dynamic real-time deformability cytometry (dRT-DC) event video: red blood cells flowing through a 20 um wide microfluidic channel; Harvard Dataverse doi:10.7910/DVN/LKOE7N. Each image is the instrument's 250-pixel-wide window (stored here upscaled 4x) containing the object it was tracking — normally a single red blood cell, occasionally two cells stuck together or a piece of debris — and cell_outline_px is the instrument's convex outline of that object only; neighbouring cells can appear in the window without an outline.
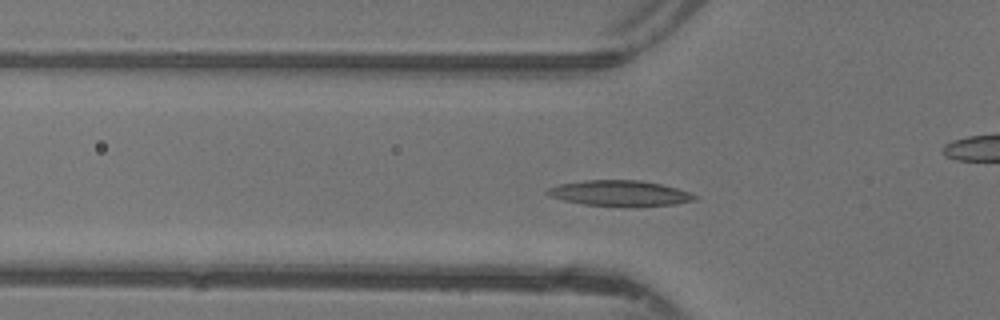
{"species": "common noctule bat (a hibernating species)", "species_latin": "Nyctalus noctula", "temperature_condition": "warm", "stored_images_in_passage": 40, "camera_frame_rate_fps": 3000, "um_per_image_px": 0.085, "animal": {"sex": "female"}, "frame": {"image": 1, "passage_image": 8, "time_ms": 2.333, "image_size_px": [1000, 320], "cell_outline_px": [[696, 200], [676, 204], [632, 208], [584, 204], [564, 200], [552, 196], [544, 192], [548, 188], [560, 184], [584, 180], [640, 180], [660, 184], [676, 188], [688, 192], [696, 196]], "centroid_in_image_um": [52.7, 16.44], "position_along_channel_um": 73.1, "area_um2": 22.2}}
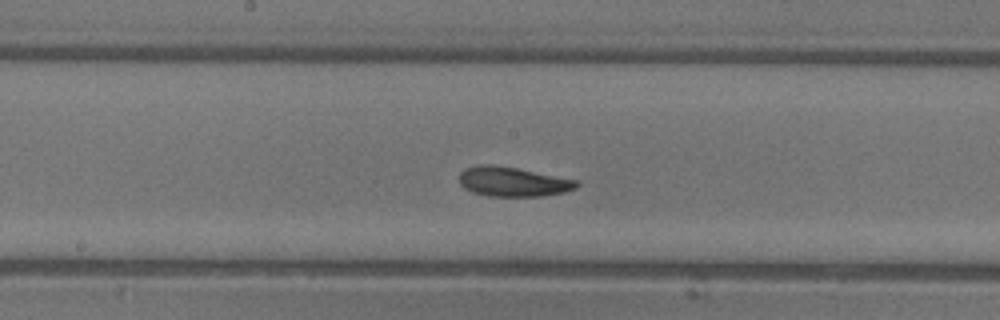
{"frame": {"image": 2, "passage_image": 17, "time_ms": 5.333, "image_size_px": [1000, 320], "cell_outline_px": [[580, 184], [576, 188], [564, 192], [544, 196], [488, 196], [472, 192], [464, 188], [460, 184], [460, 172], [464, 168], [476, 164], [492, 164], [516, 168], [576, 180]], "centroid_in_image_um": [43.55, 15.44], "position_along_channel_um": 204.7, "area_um2": 20.23}}
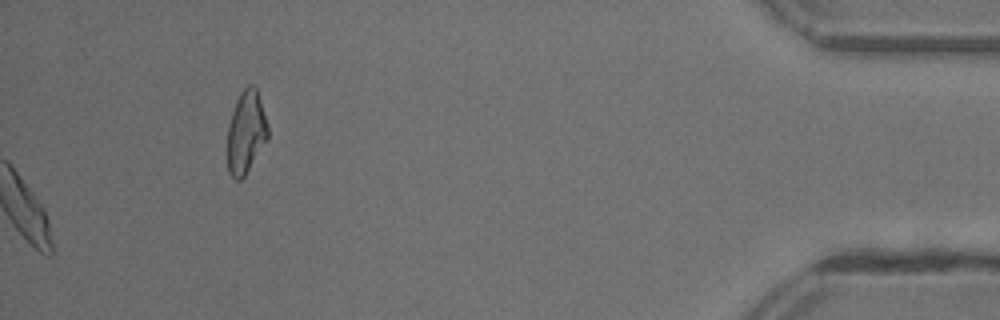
{"frame": {"image": 3, "passage_image": 40, "time_ms": 13.0, "image_size_px": [1000, 320], "cell_outline_px": [[268, 136], [244, 176], [240, 180], [236, 180], [228, 172], [228, 124], [236, 100], [240, 92], [248, 84], [252, 84], [256, 88], [268, 124]], "centroid_in_image_um": [20.9, 11.2], "position_along_channel_um": 414.3, "area_um2": 19.13}, "authors_computed_cell_mechanics": {"area_um2": 19.8832, "velocity_mm_per_s": 4.357, "shape_relaxation_time_tau1_ms": 2.2335, "shape_relaxation_time_tau2_ms": 5.0304, "deformation_change_tau1": 0.1211, "deformation_change_tau2": 0.1378}}